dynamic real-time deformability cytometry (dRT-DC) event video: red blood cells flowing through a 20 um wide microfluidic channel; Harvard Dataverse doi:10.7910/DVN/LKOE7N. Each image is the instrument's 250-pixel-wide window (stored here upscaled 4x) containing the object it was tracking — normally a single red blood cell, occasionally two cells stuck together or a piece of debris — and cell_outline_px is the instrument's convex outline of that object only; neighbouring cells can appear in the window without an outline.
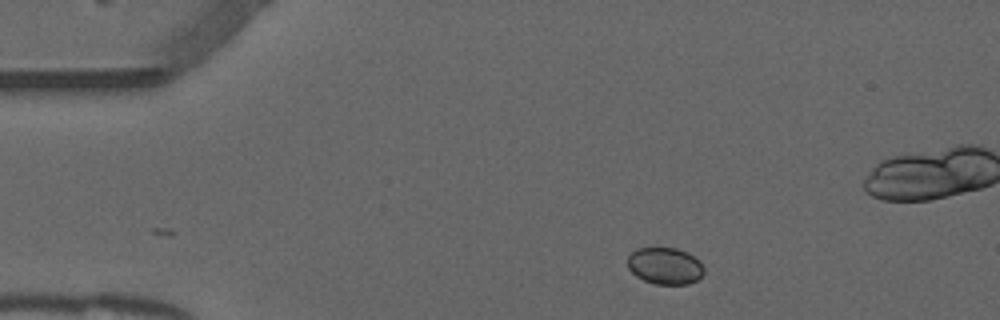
{"species": "common noctule bat (a hibernating species)", "species_latin": "Nyctalus noctula", "temperature_condition": "warm", "stored_images_in_passage": 39, "camera_frame_rate_fps": 3000, "um_per_image_px": 0.085, "animal": {"sex": "male", "forearm_length_mm": 52.5}, "frame": {"image": 1, "passage_image": 1, "time_ms": 0.0, "image_size_px": [1000, 320], "cell_outline_px": [[704, 276], [688, 284], [656, 284], [644, 280], [636, 276], [628, 268], [628, 256], [636, 248], [676, 248], [688, 252], [700, 260], [704, 268]], "centroid_in_image_um": [56.55, 22.6], "position_along_channel_um": 28.4, "area_um2": 16.53}}
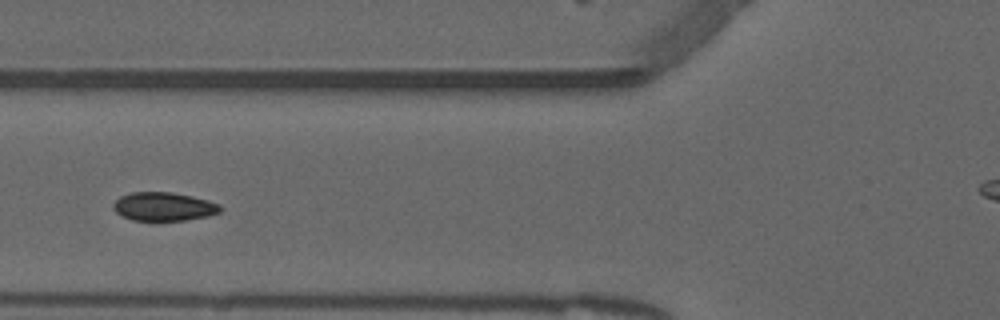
{"frame": {"image": 2, "passage_image": 12, "time_ms": 3.667, "image_size_px": [1000, 320], "cell_outline_px": [[224, 208], [220, 212], [208, 216], [184, 220], [132, 220], [116, 212], [112, 208], [112, 204], [120, 196], [132, 192], [168, 192], [192, 196], [208, 200], [220, 204]], "centroid_in_image_um": [13.93, 17.55], "position_along_channel_um": 111.9, "area_um2": 17.8}}
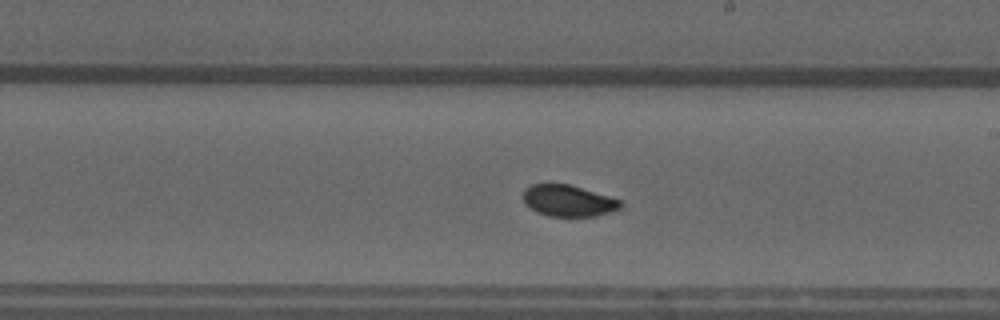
{"frame": {"image": 3, "passage_image": 22, "time_ms": 7.0, "image_size_px": [1000, 320], "cell_outline_px": [[624, 204], [620, 208], [612, 212], [596, 216], [548, 216], [536, 212], [524, 204], [520, 196], [524, 188], [532, 184], [568, 184], [608, 196], [620, 200]], "centroid_in_image_um": [48.25, 17.07], "position_along_channel_um": 240.8, "area_um2": 18.03}, "authors_computed_cell_mechanics": {"area_um2": 18.207, "velocity_mm_per_s": 3.8637, "shape_relaxation_time_tau1_ms": 3.4979, "shape_relaxation_time_tau2_ms": 0.5154, "deformation_change_tau1": 0.0941, "deformation_change_tau2": 0.0435}}